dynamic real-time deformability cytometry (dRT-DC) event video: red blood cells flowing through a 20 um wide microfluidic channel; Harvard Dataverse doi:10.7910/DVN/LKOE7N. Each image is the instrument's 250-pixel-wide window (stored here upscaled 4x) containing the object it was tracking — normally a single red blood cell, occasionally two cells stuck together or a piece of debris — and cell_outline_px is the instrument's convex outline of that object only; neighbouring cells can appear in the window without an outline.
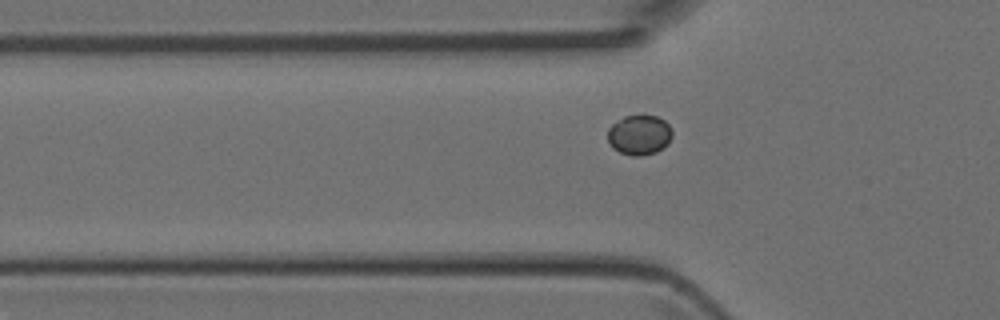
{"species": "Egyptian fruit bat (a non-hibernating species)", "species_latin": "Rousettus aegyptiacus", "temperature_condition": "room temperature", "stored_images_in_passage": 4, "camera_frame_rate_fps": 3000, "um_per_image_px": 0.085, "animal": {"sex": "female"}, "frame": {"image": 1, "passage_image": 4, "time_ms": 1.0, "image_size_px": [1000, 320], "cell_outline_px": [[672, 136], [668, 144], [656, 152], [640, 156], [632, 156], [620, 152], [612, 148], [608, 144], [608, 128], [612, 124], [624, 116], [656, 116], [664, 120], [672, 128]], "centroid_in_image_um": [54.34, 11.48], "position_along_channel_um": 71.5, "area_um2": 15.09}}